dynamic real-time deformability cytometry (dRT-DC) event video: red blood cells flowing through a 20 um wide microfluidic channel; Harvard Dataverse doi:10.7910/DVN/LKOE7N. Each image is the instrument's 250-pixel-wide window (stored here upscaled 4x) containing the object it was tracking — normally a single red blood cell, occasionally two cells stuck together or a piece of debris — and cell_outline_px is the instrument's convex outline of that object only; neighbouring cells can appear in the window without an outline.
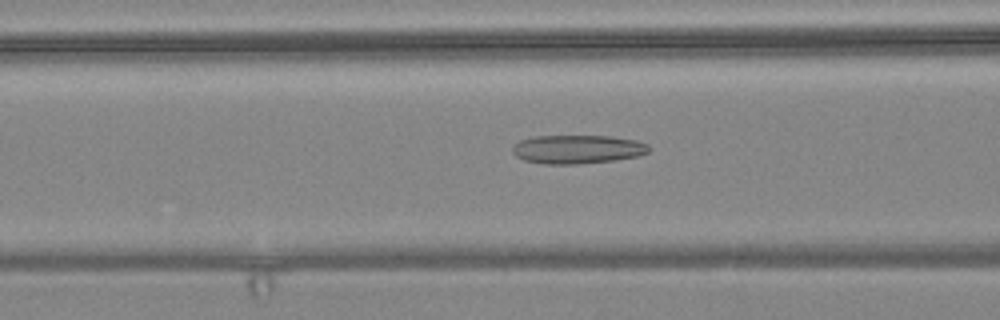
{"species": "common noctule bat (a hibernating species)", "species_latin": "Nyctalus noctula", "temperature_condition": "warm", "stored_images_in_passage": 56, "camera_frame_rate_fps": 3000, "um_per_image_px": 0.085, "animal": {"sex": "female", "body_mass_g": 24.6, "forearm_length_mm": 56.2}, "frame": {"image": 1, "passage_image": 22, "time_ms": 7.0, "image_size_px": [1000, 320], "cell_outline_px": [[648, 152], [636, 156], [612, 160], [576, 164], [544, 164], [524, 160], [516, 156], [512, 152], [512, 148], [520, 140], [536, 136], [612, 136], [636, 140], [648, 144]], "centroid_in_image_um": [49.06, 12.68], "position_along_channel_um": 117.5, "area_um2": 22.6}}
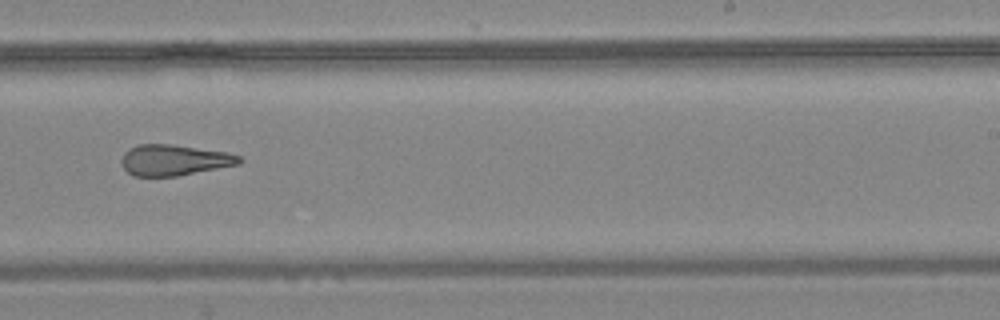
{"frame": {"image": 2, "passage_image": 35, "time_ms": 11.333, "image_size_px": [1000, 320], "cell_outline_px": [[244, 160], [240, 164], [176, 176], [132, 176], [124, 168], [120, 160], [124, 152], [140, 144], [172, 144], [228, 152], [240, 156]], "centroid_in_image_um": [14.82, 13.6], "position_along_channel_um": 274.2, "area_um2": 21.21}}
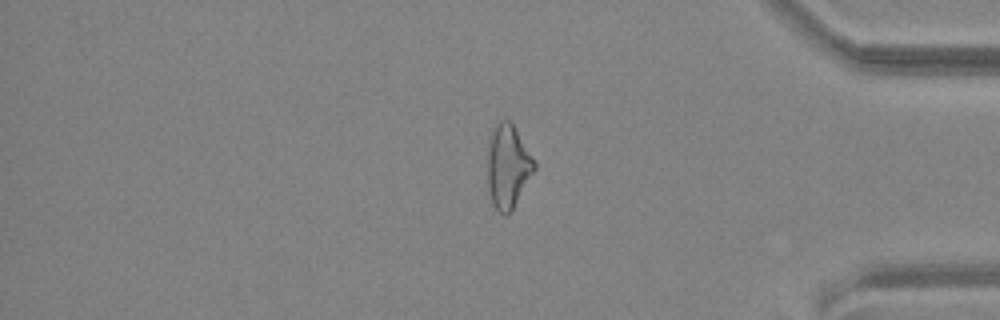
{"frame": {"image": 3, "passage_image": 47, "time_ms": 15.333, "image_size_px": [1000, 320], "cell_outline_px": [[536, 168], [512, 212], [508, 216], [504, 216], [492, 204], [488, 184], [488, 152], [492, 128], [500, 120], [508, 120], [512, 124], [536, 160]], "centroid_in_image_um": [43.19, 14.18], "position_along_channel_um": 392.0, "area_um2": 22.89}, "authors_computed_cell_mechanics": {"area_um2": 23.6691, "velocity_mm_per_s": 3.6139, "shape_relaxation_time_tau1_ms": null, "shape_relaxation_time_tau2_ms": 4.3584, "deformation_change_tau1": null, "deformation_change_tau2": 0.1622}}